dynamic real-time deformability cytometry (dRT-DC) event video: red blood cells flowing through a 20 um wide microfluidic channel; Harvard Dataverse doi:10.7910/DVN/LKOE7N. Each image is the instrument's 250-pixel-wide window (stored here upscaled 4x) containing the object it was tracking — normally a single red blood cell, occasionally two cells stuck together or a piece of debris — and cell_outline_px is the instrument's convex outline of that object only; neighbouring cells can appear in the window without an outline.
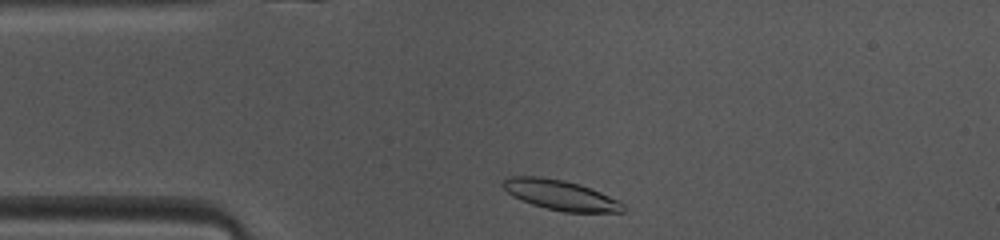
{"species": "common noctule bat (a hibernating species)", "species_latin": "Nyctalus noctula", "temperature_condition": "warm", "stored_images_in_passage": 40, "camera_frame_rate_fps": 3000, "um_per_image_px": 0.085, "animal": {"sex": "female", "body_mass_g": 10.0, "forearm_length_mm": 53.1}, "frame": {"image": 1, "passage_image": 2, "time_ms": 0.333, "image_size_px": [1000, 240], "cell_outline_px": [[624, 212], [564, 212], [544, 208], [520, 200], [512, 196], [500, 184], [508, 176], [540, 176], [564, 180], [580, 184], [592, 188], [620, 200], [624, 204]], "centroid_in_image_um": [47.65, 16.57], "position_along_channel_um": 37.4, "area_um2": 21.33}}
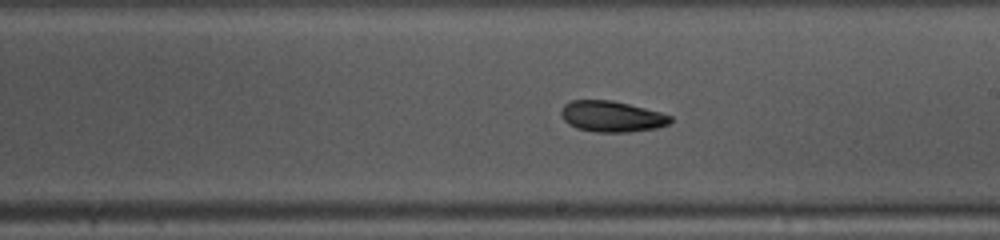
{"frame": {"image": 2, "passage_image": 18, "time_ms": 5.667, "image_size_px": [1000, 240], "cell_outline_px": [[672, 120], [668, 124], [656, 128], [628, 132], [596, 132], [576, 128], [568, 124], [560, 116], [560, 112], [564, 104], [572, 100], [612, 100], [660, 112], [672, 116]], "centroid_in_image_um": [51.96, 9.9], "position_along_channel_um": 237.0, "area_um2": 19.71}}
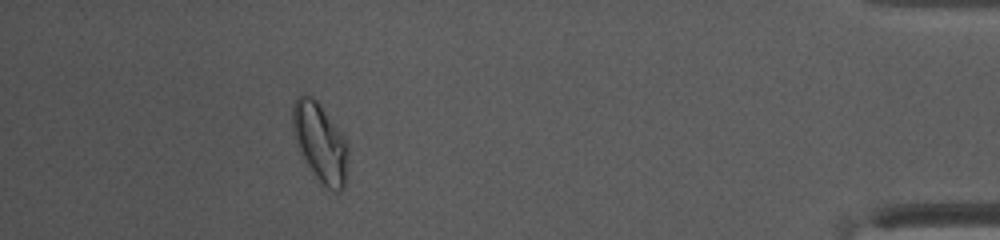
{"frame": {"image": 3, "passage_image": 35, "time_ms": 11.333, "image_size_px": [1000, 240], "cell_outline_px": [[348, 152], [344, 188], [328, 188], [320, 184], [300, 156], [292, 132], [292, 104], [304, 92], [312, 96], [320, 104], [336, 124], [348, 144]], "centroid_in_image_um": [27.17, 12.07], "position_along_channel_um": 408.0, "area_um2": 25.78}, "authors_computed_cell_mechanics": {"area_um2": 20.0277, "velocity_mm_per_s": 4.0921, "shape_relaxation_time_tau1_ms": 2.9337, "shape_relaxation_time_tau2_ms": 5.7134, "deformation_change_tau1": 0.1326, "deformation_change_tau2": 0.117}}